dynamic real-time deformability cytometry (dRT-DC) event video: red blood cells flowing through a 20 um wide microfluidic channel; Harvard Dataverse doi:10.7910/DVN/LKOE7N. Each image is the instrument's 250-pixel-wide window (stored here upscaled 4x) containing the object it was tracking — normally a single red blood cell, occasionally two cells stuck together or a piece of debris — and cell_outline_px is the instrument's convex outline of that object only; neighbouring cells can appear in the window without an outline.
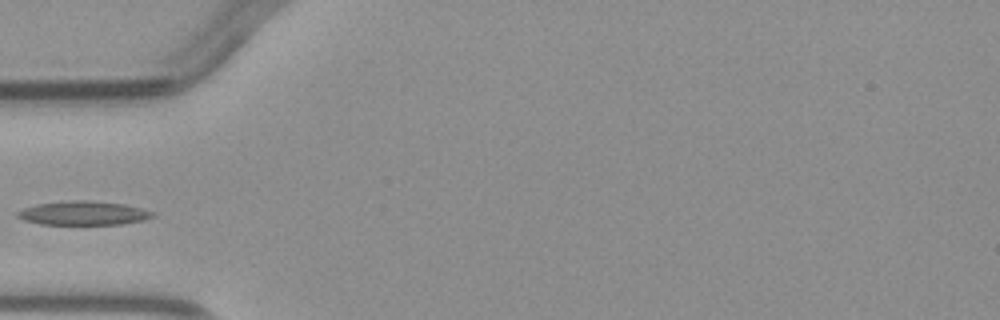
{"species": "common noctule bat (a hibernating species)", "species_latin": "Nyctalus noctula", "temperature_condition": "warm", "stored_images_in_passage": 6, "camera_frame_rate_fps": 3000, "um_per_image_px": 0.085, "animal": {"sex": "male", "body_mass_g": 23.1, "forearm_length_mm": 52.7}, "frame": {"image": 1, "passage_image": 6, "time_ms": 6.667, "image_size_px": [1000, 320], "cell_outline_px": [[156, 216], [124, 224], [40, 224], [24, 220], [16, 216], [16, 212], [24, 208], [36, 204], [64, 200], [88, 200], [124, 204], [156, 212]], "centroid_in_image_um": [7.07, 18.1], "position_along_channel_um": 77.9, "area_um2": 18.9}}